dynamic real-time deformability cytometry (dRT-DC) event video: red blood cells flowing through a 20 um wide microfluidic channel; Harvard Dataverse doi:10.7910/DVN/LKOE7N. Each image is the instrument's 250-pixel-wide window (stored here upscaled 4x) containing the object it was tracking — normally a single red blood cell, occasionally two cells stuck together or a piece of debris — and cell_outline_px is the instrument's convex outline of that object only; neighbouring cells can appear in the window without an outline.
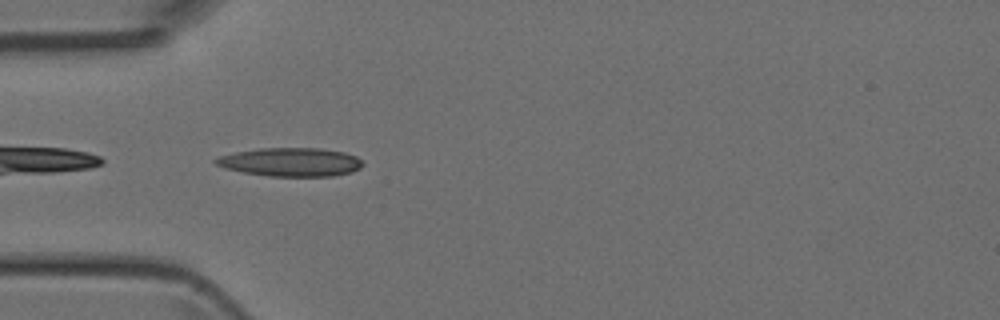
{"species": "Egyptian fruit bat (a non-hibernating species)", "species_latin": "Rousettus aegyptiacus", "temperature_condition": "room temperature", "stored_images_in_passage": 4, "camera_frame_rate_fps": 3000, "um_per_image_px": 0.085, "animal": {"sex": "female"}, "frame": {"image": 1, "passage_image": 1, "time_ms": 0.0, "image_size_px": [1000, 320], "cell_outline_px": [[364, 164], [360, 168], [352, 172], [332, 176], [268, 176], [244, 172], [224, 168], [216, 164], [212, 160], [220, 156], [236, 152], [260, 148], [320, 148], [344, 152], [356, 156]], "centroid_in_image_um": [24.72, 13.77], "position_along_channel_um": 60.3, "area_um2": 24.45}}